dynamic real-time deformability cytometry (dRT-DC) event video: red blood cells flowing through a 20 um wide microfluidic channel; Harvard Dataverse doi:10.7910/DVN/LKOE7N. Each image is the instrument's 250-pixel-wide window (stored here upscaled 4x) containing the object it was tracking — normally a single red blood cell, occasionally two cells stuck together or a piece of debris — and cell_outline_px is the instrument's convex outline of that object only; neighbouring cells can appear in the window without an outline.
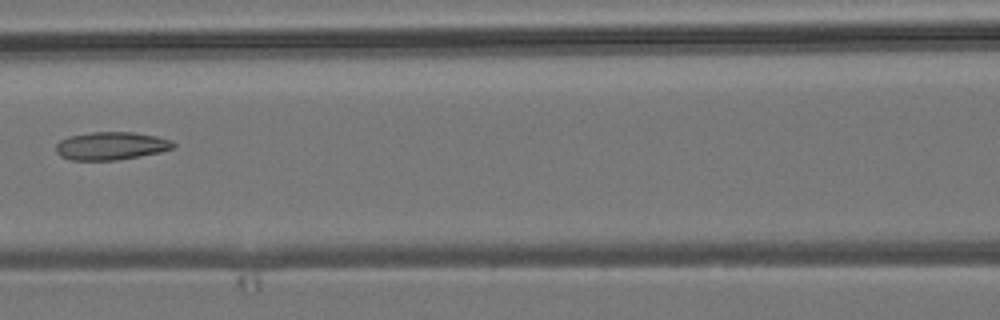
{"species": "common noctule bat (a hibernating species)", "species_latin": "Nyctalus noctula", "temperature_condition": "room temperature", "stored_images_in_passage": 7, "camera_frame_rate_fps": 3000, "um_per_image_px": 0.085, "animal": {"sex": "male", "body_mass_g": 19.2, "forearm_length_mm": 51.8}, "frame": {"image": 1, "passage_image": 7, "time_ms": 7.0, "image_size_px": [1000, 320], "cell_outline_px": [[176, 144], [172, 148], [160, 152], [140, 156], [116, 160], [68, 160], [60, 156], [56, 152], [56, 144], [60, 140], [68, 136], [92, 132], [132, 132], [156, 136], [172, 140]], "centroid_in_image_um": [9.42, 12.4], "position_along_channel_um": 157.2, "area_um2": 19.19}}